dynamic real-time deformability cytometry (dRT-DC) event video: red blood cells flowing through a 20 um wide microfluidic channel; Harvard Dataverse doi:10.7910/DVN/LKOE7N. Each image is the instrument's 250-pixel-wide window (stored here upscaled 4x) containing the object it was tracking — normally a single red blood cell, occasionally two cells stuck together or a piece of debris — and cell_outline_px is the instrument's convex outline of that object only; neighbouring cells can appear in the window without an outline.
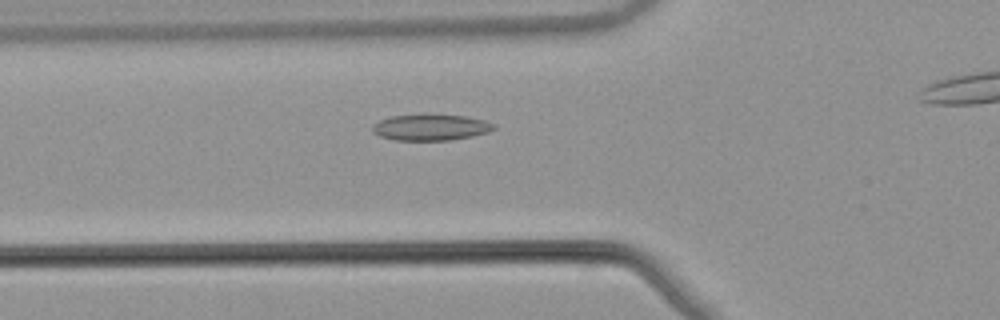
{"species": "common noctule bat (a hibernating species)", "species_latin": "Nyctalus noctula", "temperature_condition": "warm", "stored_images_in_passage": 41, "camera_frame_rate_fps": 3000, "um_per_image_px": 0.085, "animal": {"sex": "male", "body_mass_g": 21.5, "forearm_length_mm": 52.0}, "frame": {"image": 1, "passage_image": 14, "time_ms": 4.333, "image_size_px": [1000, 320], "cell_outline_px": [[496, 128], [488, 132], [472, 136], [448, 140], [396, 140], [380, 136], [372, 132], [372, 124], [380, 120], [392, 116], [428, 112], [432, 112], [464, 116], [484, 120], [496, 124]], "centroid_in_image_um": [36.6, 10.78], "position_along_channel_um": 89.2, "area_um2": 19.07}}
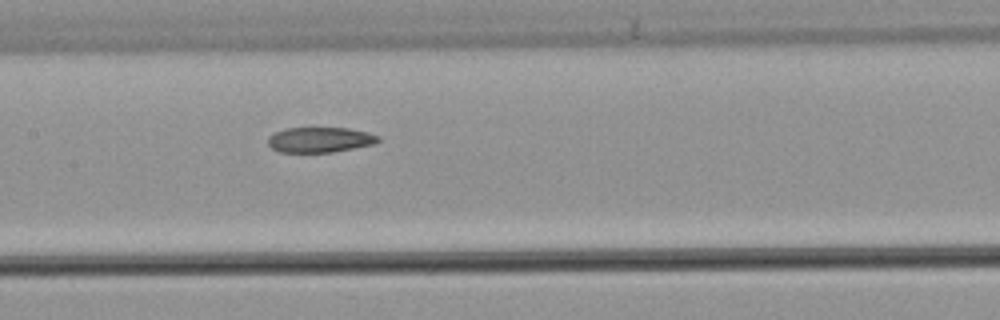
{"frame": {"image": 2, "passage_image": 21, "time_ms": 6.667, "image_size_px": [1000, 320], "cell_outline_px": [[380, 140], [372, 144], [332, 152], [280, 152], [272, 148], [268, 144], [268, 136], [276, 132], [288, 128], [348, 128], [368, 132], [380, 136]], "centroid_in_image_um": [27.19, 11.87], "position_along_channel_um": 180.2, "area_um2": 16.07}}
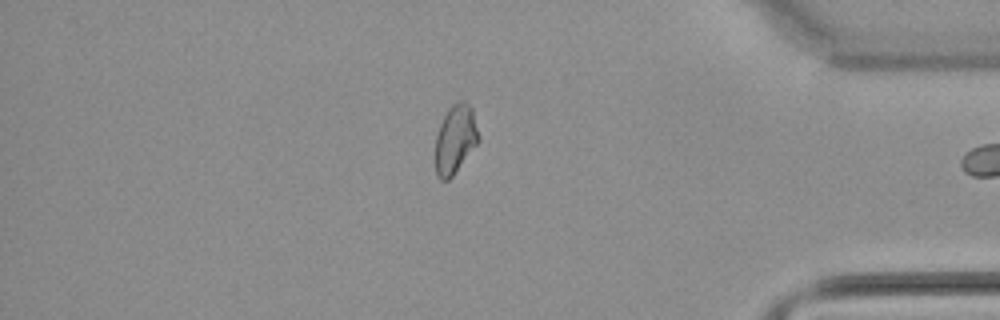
{"frame": {"image": 3, "passage_image": 40, "time_ms": 13.0, "image_size_px": [1000, 320], "cell_outline_px": [[480, 140], [452, 176], [448, 180], [440, 180], [436, 176], [436, 136], [440, 124], [448, 108], [456, 100], [464, 100], [472, 108], [480, 136]], "centroid_in_image_um": [38.71, 11.8], "position_along_channel_um": 396.5, "area_um2": 17.34}}